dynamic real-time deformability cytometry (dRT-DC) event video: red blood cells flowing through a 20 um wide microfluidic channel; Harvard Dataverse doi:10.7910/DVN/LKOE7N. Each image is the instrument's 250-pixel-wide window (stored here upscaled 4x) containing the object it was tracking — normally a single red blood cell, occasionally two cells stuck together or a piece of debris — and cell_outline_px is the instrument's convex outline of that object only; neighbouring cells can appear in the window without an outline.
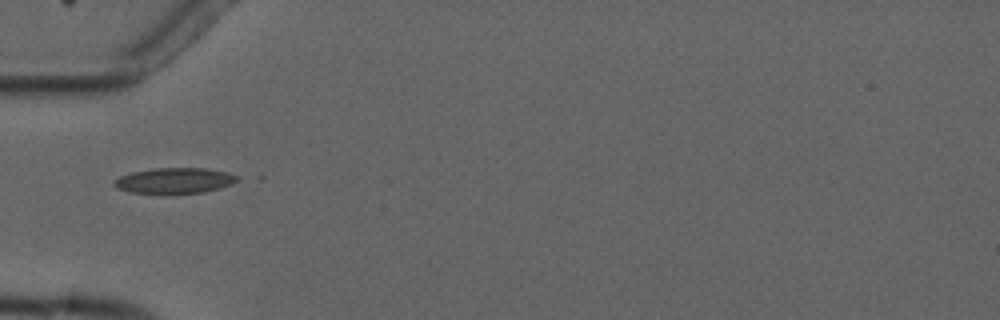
{"species": "common noctule bat (a hibernating species)", "species_latin": "Nyctalus noctula", "temperature_condition": "cold", "stored_images_in_passage": 4, "camera_frame_rate_fps": 3000, "um_per_image_px": 0.085, "animal": {"sex": "male", "forearm_length_mm": 52.5}, "frame": {"image": 1, "passage_image": 2, "time_ms": 1.0, "image_size_px": [1000, 320], "cell_outline_px": [[240, 180], [232, 184], [220, 188], [204, 192], [172, 196], [164, 196], [132, 192], [116, 188], [112, 184], [112, 180], [120, 176], [132, 172], [152, 168], [204, 168], [228, 172], [240, 176]], "centroid_in_image_um": [14.83, 15.39], "position_along_channel_um": 70.2, "area_um2": 19.36}}
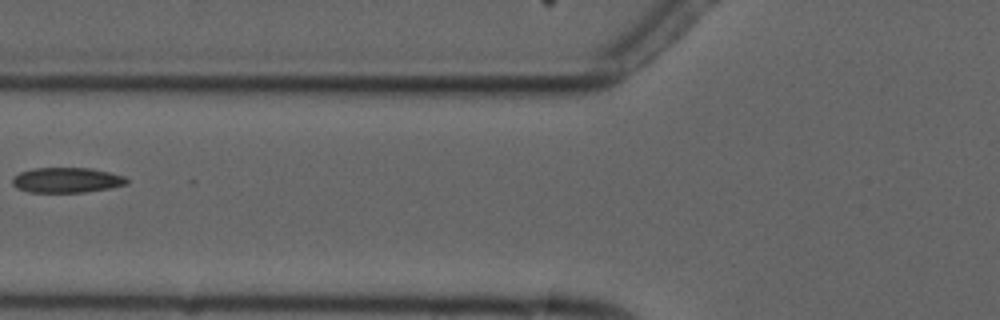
{"frame": {"image": 2, "passage_image": 3, "time_ms": 2.333, "image_size_px": [1000, 320], "cell_outline_px": [[128, 184], [108, 188], [84, 192], [28, 192], [16, 188], [12, 184], [12, 176], [20, 172], [32, 168], [88, 168], [108, 172], [124, 176], [128, 180]], "centroid_in_image_um": [5.62, 15.31], "position_along_channel_um": 120.2, "area_um2": 16.76}}
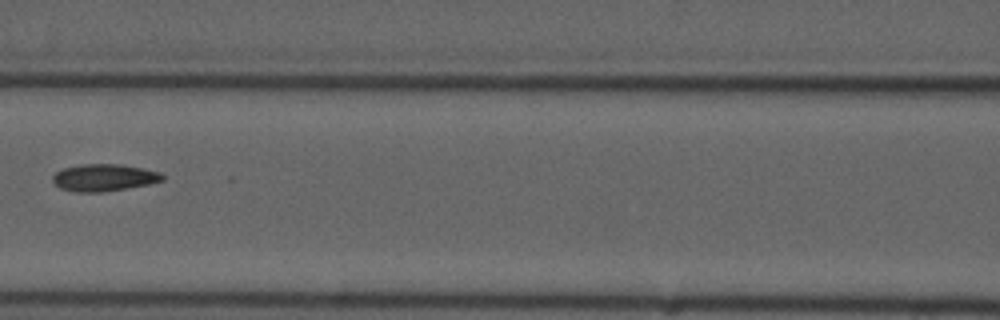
{"frame": {"image": 3, "passage_image": 4, "time_ms": 3.333, "image_size_px": [1000, 320], "cell_outline_px": [[164, 180], [148, 184], [128, 188], [104, 192], [72, 192], [60, 188], [52, 180], [52, 176], [56, 172], [64, 168], [80, 164], [120, 164], [160, 172], [164, 176]], "centroid_in_image_um": [8.82, 15.1], "position_along_channel_um": 157.8, "area_um2": 17.34}}